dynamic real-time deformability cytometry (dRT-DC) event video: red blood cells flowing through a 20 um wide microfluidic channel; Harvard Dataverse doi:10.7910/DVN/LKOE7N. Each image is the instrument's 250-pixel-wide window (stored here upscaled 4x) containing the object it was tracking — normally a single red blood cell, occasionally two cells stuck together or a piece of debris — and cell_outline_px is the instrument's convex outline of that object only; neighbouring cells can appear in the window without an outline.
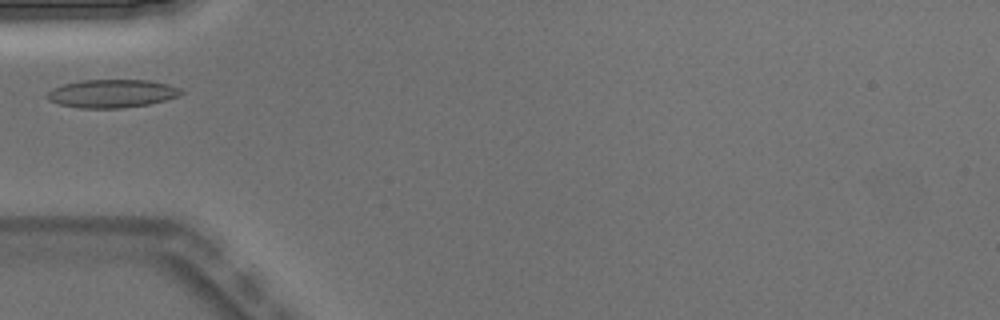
{"species": "Egyptian fruit bat (a non-hibernating species)", "species_latin": "Rousettus aegyptiacus", "temperature_condition": "warm", "stored_images_in_passage": 3, "camera_frame_rate_fps": 3000, "um_per_image_px": 0.085, "animal": {"sex": "male"}, "frame": {"image": 1, "passage_image": 3, "time_ms": 0.667, "image_size_px": [1000, 320], "cell_outline_px": [[184, 92], [180, 96], [148, 104], [120, 108], [80, 108], [60, 104], [48, 100], [44, 96], [52, 88], [64, 84], [84, 80], [148, 80], [168, 84], [180, 88]], "centroid_in_image_um": [9.51, 7.95], "position_along_channel_um": 75.5, "area_um2": 21.96}}